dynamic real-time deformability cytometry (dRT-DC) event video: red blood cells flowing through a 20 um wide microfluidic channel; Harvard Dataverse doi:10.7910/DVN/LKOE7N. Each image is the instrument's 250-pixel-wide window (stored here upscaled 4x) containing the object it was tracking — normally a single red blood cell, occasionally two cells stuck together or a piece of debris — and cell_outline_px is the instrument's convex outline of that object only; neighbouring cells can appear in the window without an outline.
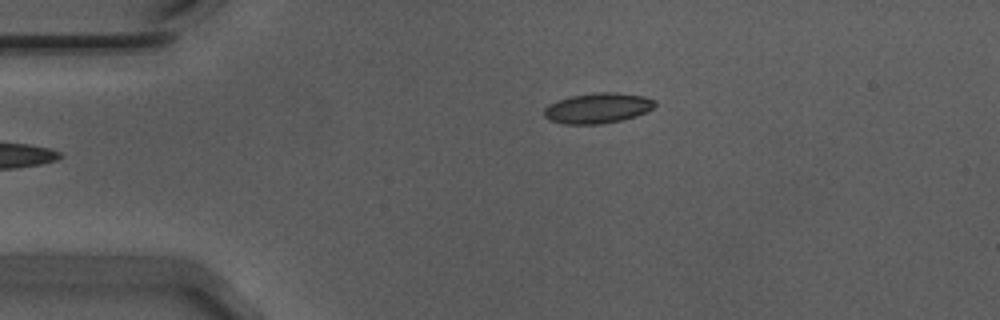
{"species": "Egyptian fruit bat (a non-hibernating species)", "species_latin": "Rousettus aegyptiacus", "temperature_condition": "warm", "stored_images_in_passage": 38, "camera_frame_rate_fps": 3000, "um_per_image_px": 0.085, "animal": {"sex": "male"}, "frame": {"image": 1, "passage_image": 1, "time_ms": 0.0, "image_size_px": [1000, 320], "cell_outline_px": [[656, 104], [652, 108], [636, 116], [620, 120], [600, 124], [564, 124], [548, 120], [544, 116], [544, 108], [548, 104], [572, 96], [600, 92], [616, 92], [644, 96], [656, 100]], "centroid_in_image_um": [50.8, 9.19], "position_along_channel_um": 34.2, "area_um2": 19.48}}
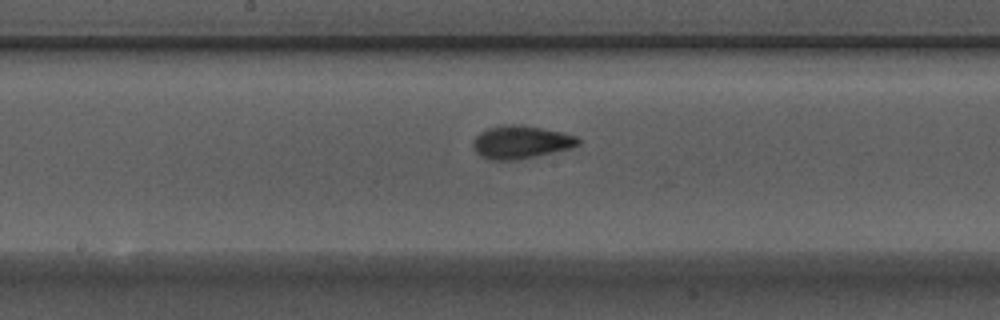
{"frame": {"image": 2, "passage_image": 18, "time_ms": 5.667, "image_size_px": [1000, 320], "cell_outline_px": [[580, 144], [572, 148], [536, 156], [516, 160], [492, 160], [480, 156], [476, 152], [476, 136], [480, 132], [488, 128], [508, 124], [520, 124], [560, 132], [576, 136], [580, 140]], "centroid_in_image_um": [44.31, 12.08], "position_along_channel_um": 203.9, "area_um2": 19.88}}
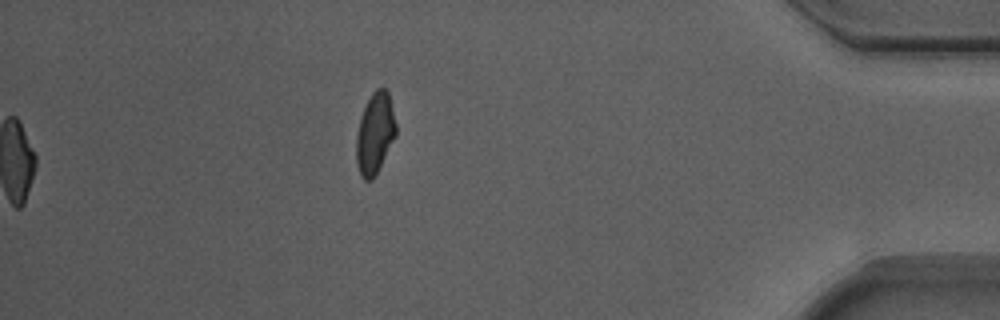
{"frame": {"image": 3, "passage_image": 38, "time_ms": 12.333, "image_size_px": [1000, 320], "cell_outline_px": [[396, 136], [372, 180], [364, 180], [360, 176], [356, 164], [356, 136], [360, 116], [372, 92], [376, 88], [384, 88], [388, 92], [396, 124]], "centroid_in_image_um": [31.85, 11.35], "position_along_channel_um": 403.3, "area_um2": 18.67}, "authors_computed_cell_mechanics": {"area_um2": 19.3052, "velocity_mm_per_s": 3.7141, "shape_relaxation_time_tau1_ms": 4.5423, "shape_relaxation_time_tau2_ms": 1.2519, "deformation_change_tau1": 0.1362, "deformation_change_tau2": 0.0593}}